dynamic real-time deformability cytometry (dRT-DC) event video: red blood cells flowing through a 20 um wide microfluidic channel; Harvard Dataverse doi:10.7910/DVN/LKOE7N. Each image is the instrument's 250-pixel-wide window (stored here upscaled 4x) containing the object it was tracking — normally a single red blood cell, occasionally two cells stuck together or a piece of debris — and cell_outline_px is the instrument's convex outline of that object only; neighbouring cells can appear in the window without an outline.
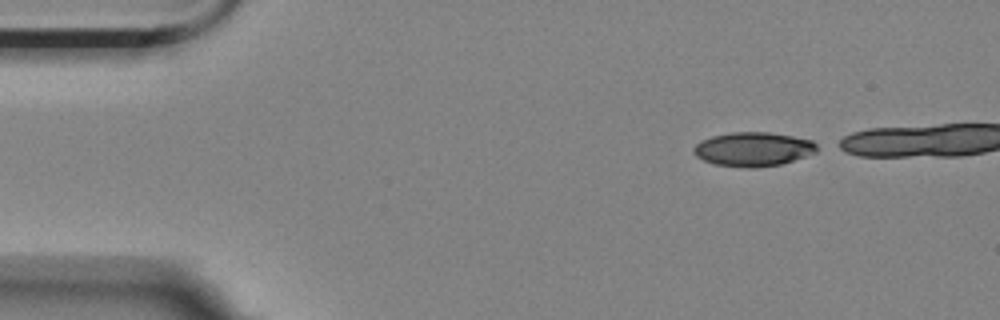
{"species": "Egyptian fruit bat (a non-hibernating species)", "species_latin": "Rousettus aegyptiacus", "temperature_condition": "room temperature", "stored_images_in_passage": 4, "camera_frame_rate_fps": 3000, "um_per_image_px": 0.085, "animal": {"sex": "female"}, "frame": {"image": 1, "passage_image": 1, "time_ms": 0.0, "image_size_px": [1000, 320], "cell_outline_px": [[824, 148], [816, 152], [780, 164], [752, 168], [744, 168], [716, 164], [704, 160], [696, 156], [692, 152], [692, 148], [700, 140], [712, 136], [732, 132], [768, 132], [792, 136], [812, 140]], "centroid_in_image_um": [64.04, 12.67], "position_along_channel_um": 21.0, "area_um2": 24.62}}